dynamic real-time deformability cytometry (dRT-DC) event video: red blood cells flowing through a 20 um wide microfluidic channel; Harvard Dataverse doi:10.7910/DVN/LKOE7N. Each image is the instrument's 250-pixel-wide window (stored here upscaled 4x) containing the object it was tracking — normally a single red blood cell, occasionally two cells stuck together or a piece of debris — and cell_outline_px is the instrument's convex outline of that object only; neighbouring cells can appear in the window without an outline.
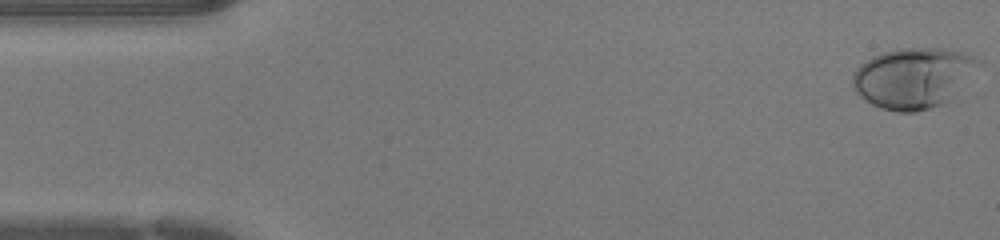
{"species": "human", "species_latin": "Homo sapiens", "temperature_condition": "warm", "stored_images_in_passage": 44, "camera_frame_rate_fps": 3000, "um_per_image_px": 0.085, "donor": {"sex": "female"}, "frame": {"image": 1, "passage_image": 1, "time_ms": 0.0, "image_size_px": [1000, 240], "cell_outline_px": [[984, 60], [956, 100], [932, 108], [916, 112], [896, 112], [880, 108], [864, 100], [852, 88], [852, 72], [860, 64], [872, 56], [896, 48], [944, 48], [964, 52], [976, 56]], "centroid_in_image_um": [77.71, 6.63], "position_along_channel_um": 7.3, "area_um2": 45.95}}
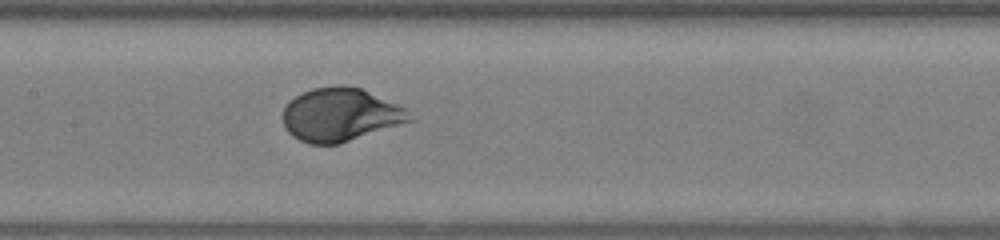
{"frame": {"image": 2, "passage_image": 21, "time_ms": 6.667, "image_size_px": [1000, 240], "cell_outline_px": [[412, 120], [340, 144], [308, 144], [292, 136], [284, 128], [284, 108], [288, 100], [312, 88], [360, 88], [408, 108]], "centroid_in_image_um": [28.92, 9.79], "position_along_channel_um": 178.5, "area_um2": 38.67}}
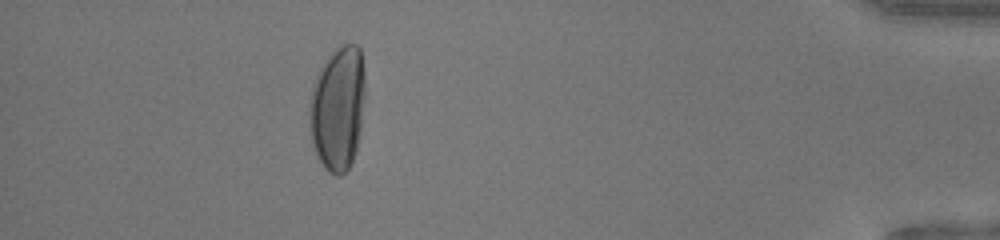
{"frame": {"image": 3, "passage_image": 40, "time_ms": 13.0, "image_size_px": [1000, 240], "cell_outline_px": [[364, 96], [360, 136], [356, 152], [348, 168], [340, 176], [336, 176], [328, 172], [324, 168], [316, 156], [312, 144], [308, 112], [308, 104], [312, 88], [316, 76], [324, 60], [340, 44], [356, 44], [360, 48], [364, 68]], "centroid_in_image_um": [28.7, 9.21], "position_along_channel_um": 406.5, "area_um2": 40.98}}